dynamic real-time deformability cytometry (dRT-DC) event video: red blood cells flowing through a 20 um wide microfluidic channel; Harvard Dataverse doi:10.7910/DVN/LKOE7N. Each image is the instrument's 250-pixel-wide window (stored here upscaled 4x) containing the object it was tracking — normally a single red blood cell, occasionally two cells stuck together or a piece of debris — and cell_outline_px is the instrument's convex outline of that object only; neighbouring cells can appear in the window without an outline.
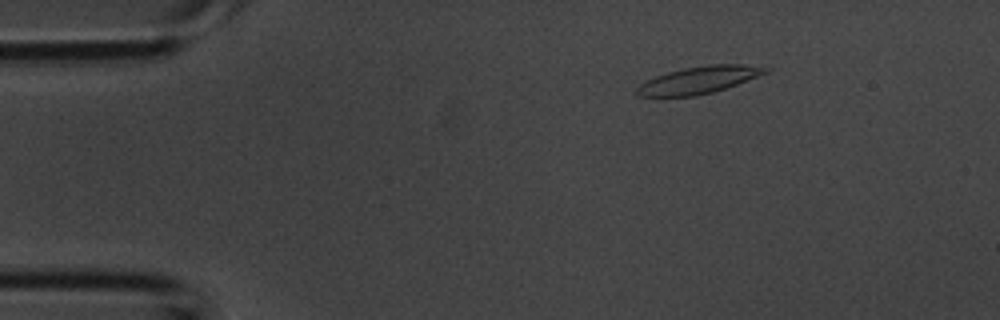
{"species": "common noctule bat (a hibernating species)", "species_latin": "Nyctalus noctula", "temperature_condition": "room temperature", "stored_images_in_passage": 3, "camera_frame_rate_fps": 3000, "um_per_image_px": 0.085, "animal": {"sex": "male", "body_mass_g": 20.1, "forearm_length_mm": 53.5}, "frame": {"image": 1, "passage_image": 1, "time_ms": 0.0, "image_size_px": [1000, 320], "cell_outline_px": [[772, 68], [768, 72], [736, 84], [712, 92], [696, 96], [636, 96], [636, 88], [640, 84], [656, 76], [668, 72], [684, 68], [708, 64], [744, 64]], "centroid_in_image_um": [59.4, 6.79], "position_along_channel_um": 25.6, "area_um2": 20.11}}
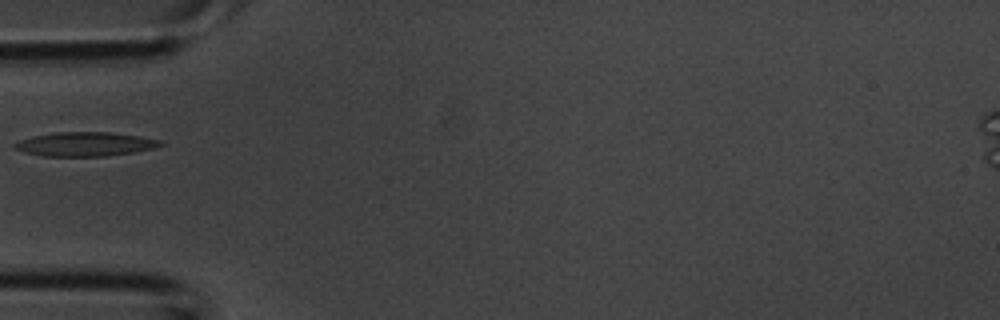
{"frame": {"image": 2, "passage_image": 3, "time_ms": 0.667, "image_size_px": [1000, 320], "cell_outline_px": [[164, 144], [152, 148], [132, 152], [108, 156], [40, 156], [24, 152], [12, 148], [12, 144], [20, 140], [32, 136], [56, 132], [112, 132], [140, 136], [160, 140]], "centroid_in_image_um": [7.18, 12.25], "position_along_channel_um": 77.8, "area_um2": 20.52}}